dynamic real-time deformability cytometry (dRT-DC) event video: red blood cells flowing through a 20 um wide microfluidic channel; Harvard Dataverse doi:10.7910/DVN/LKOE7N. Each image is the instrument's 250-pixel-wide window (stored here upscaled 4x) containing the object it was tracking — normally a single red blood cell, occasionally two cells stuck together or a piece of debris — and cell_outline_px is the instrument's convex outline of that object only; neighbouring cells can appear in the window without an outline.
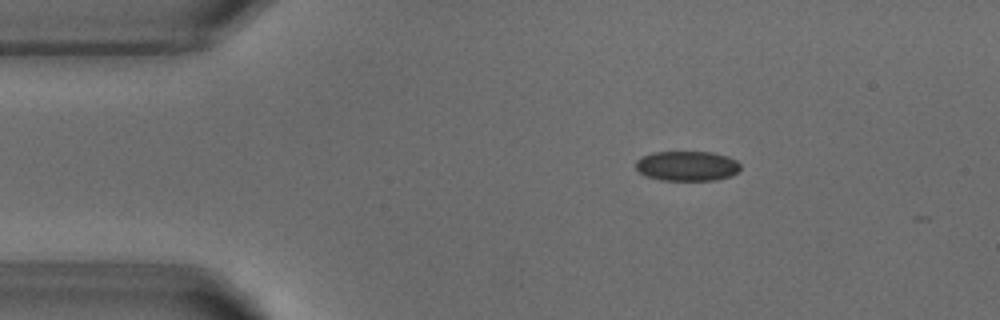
{"species": "common noctule bat (a hibernating species)", "species_latin": "Nyctalus noctula", "temperature_condition": "warm", "stored_images_in_passage": 43, "camera_frame_rate_fps": 3000, "um_per_image_px": 0.085, "animal": {"sex": "male", "body_mass_g": 18.8}, "frame": {"image": 1, "passage_image": 1, "time_ms": 0.0, "image_size_px": [1000, 320], "cell_outline_px": [[740, 168], [732, 176], [716, 180], [660, 180], [648, 176], [640, 172], [636, 168], [636, 160], [640, 156], [652, 152], [712, 152], [728, 156], [736, 160], [740, 164]], "centroid_in_image_um": [58.4, 14.1], "position_along_channel_um": 26.6, "area_um2": 18.32}}
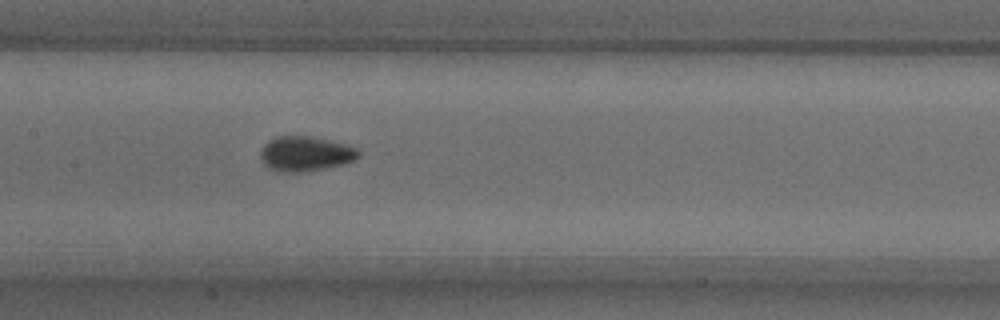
{"frame": {"image": 2, "passage_image": 17, "time_ms": 5.333, "image_size_px": [1000, 320], "cell_outline_px": [[360, 156], [356, 160], [324, 168], [300, 172], [280, 172], [268, 168], [260, 160], [260, 152], [264, 144], [268, 140], [276, 136], [312, 136], [348, 144], [356, 148], [360, 152]], "centroid_in_image_um": [25.95, 13.06], "position_along_channel_um": 181.5, "area_um2": 20.11}}
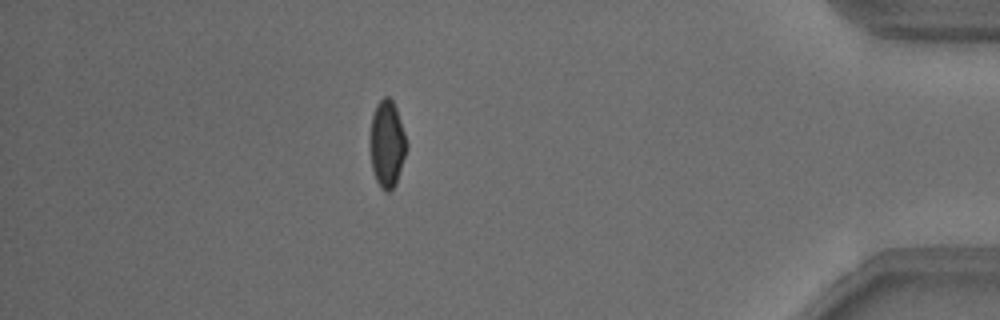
{"frame": {"image": 3, "passage_image": 38, "time_ms": 12.333, "image_size_px": [1000, 320], "cell_outline_px": [[408, 148], [396, 184], [388, 192], [384, 192], [380, 188], [376, 180], [372, 168], [368, 148], [372, 116], [376, 104], [384, 96], [388, 96], [392, 100], [396, 108], [408, 144]], "centroid_in_image_um": [32.88, 12.25], "position_along_channel_um": 402.3, "area_um2": 18.9}, "authors_computed_cell_mechanics": {"area_um2": 18.9584, "velocity_mm_per_s": 3.8348, "shape_relaxation_time_tau1_ms": 5.9722, "shape_relaxation_time_tau2_ms": 0.904, "deformation_change_tau1": 0.1253, "deformation_change_tau2": 0.0367}}